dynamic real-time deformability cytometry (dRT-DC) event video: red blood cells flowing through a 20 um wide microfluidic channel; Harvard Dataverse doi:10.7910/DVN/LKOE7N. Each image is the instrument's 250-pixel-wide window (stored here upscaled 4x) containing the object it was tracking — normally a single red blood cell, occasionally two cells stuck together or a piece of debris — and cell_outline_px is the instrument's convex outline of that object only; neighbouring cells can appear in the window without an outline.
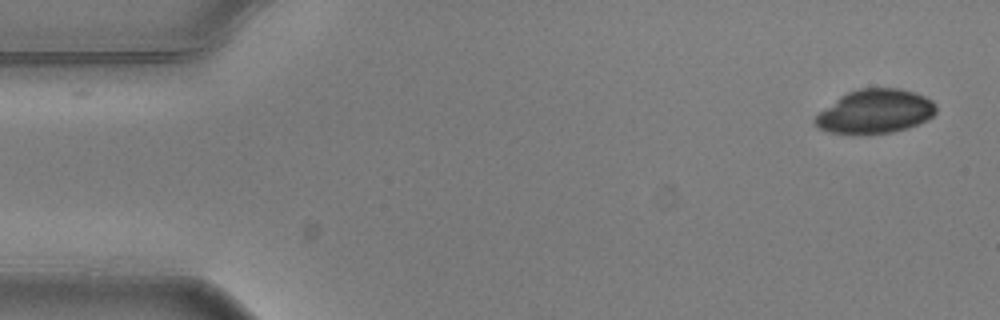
{"species": "common noctule bat (a hibernating species)", "species_latin": "Nyctalus noctula", "temperature_condition": "warm", "stored_images_in_passage": 2, "camera_frame_rate_fps": 3000, "um_per_image_px": 0.085, "animal": {"sex": "male", "body_mass_g": 20.5, "forearm_length_mm": 52.5}, "frame": {"image": 1, "passage_image": 2, "time_ms": 0.333, "image_size_px": [1000, 320], "cell_outline_px": [[936, 112], [928, 120], [908, 128], [892, 132], [864, 136], [828, 132], [820, 128], [812, 120], [820, 112], [840, 96], [848, 92], [860, 88], [900, 88], [916, 92], [932, 100], [936, 104]], "centroid_in_image_um": [74.4, 9.5], "position_along_channel_um": 10.6, "area_um2": 31.44}}